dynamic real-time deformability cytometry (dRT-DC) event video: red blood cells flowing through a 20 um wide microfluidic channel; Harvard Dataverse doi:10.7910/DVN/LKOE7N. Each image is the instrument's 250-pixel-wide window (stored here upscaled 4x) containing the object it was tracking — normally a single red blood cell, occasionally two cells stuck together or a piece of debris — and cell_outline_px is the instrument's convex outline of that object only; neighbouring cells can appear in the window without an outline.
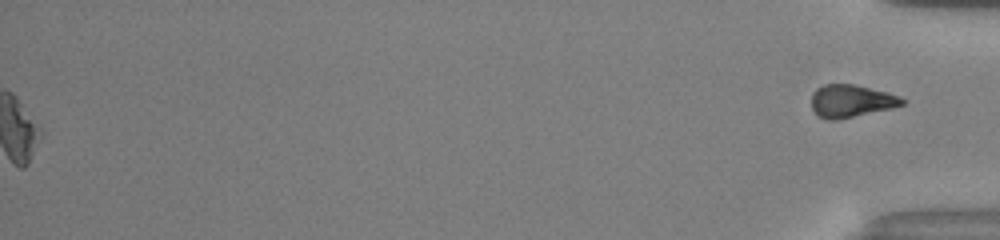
{"species": "common noctule bat (a hibernating species)", "species_latin": "Nyctalus noctula", "temperature_condition": "warm", "stored_images_in_passage": 49, "segment_of_instrument_passage": [2, 2], "camera_frame_rate_fps": 3000, "um_per_image_px": 0.085, "animal": {"sex": "male", "body_mass_g": 13.0, "forearm_length_mm": 53.1}, "frame": {"image": 1, "passage_image": 49, "time_ms": 16.0, "image_size_px": [1000, 240], "cell_outline_px": [[908, 100], [904, 104], [892, 108], [836, 120], [828, 120], [816, 116], [812, 108], [812, 92], [816, 88], [824, 84], [856, 84], [900, 96]], "centroid_in_image_um": [72.34, 8.58], "position_along_channel_um": 362.9, "area_um2": 17.4}}